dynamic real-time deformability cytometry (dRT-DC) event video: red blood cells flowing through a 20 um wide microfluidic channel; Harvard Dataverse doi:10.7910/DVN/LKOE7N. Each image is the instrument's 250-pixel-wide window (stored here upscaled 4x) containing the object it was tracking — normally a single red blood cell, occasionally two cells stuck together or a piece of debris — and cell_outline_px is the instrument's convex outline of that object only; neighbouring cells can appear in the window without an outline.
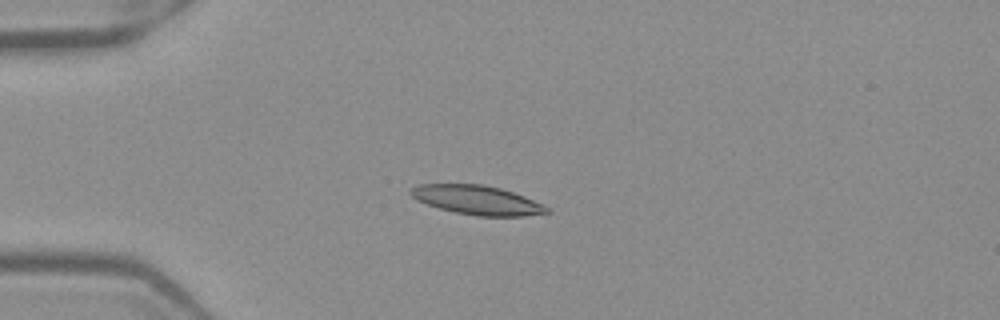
{"species": "Egyptian fruit bat (a non-hibernating species)", "species_latin": "Rousettus aegyptiacus", "temperature_condition": "warm", "stored_images_in_passage": 39, "camera_frame_rate_fps": 3000, "um_per_image_px": 0.085, "frame": {"image": 1, "passage_image": 1, "time_ms": 0.0, "image_size_px": [1000, 320], "cell_outline_px": [[552, 212], [524, 216], [476, 216], [456, 212], [440, 208], [416, 200], [408, 192], [408, 188], [420, 184], [484, 184], [500, 188], [524, 196], [544, 204]], "centroid_in_image_um": [40.55, 17.0], "position_along_channel_um": 44.4, "area_um2": 23.18}}
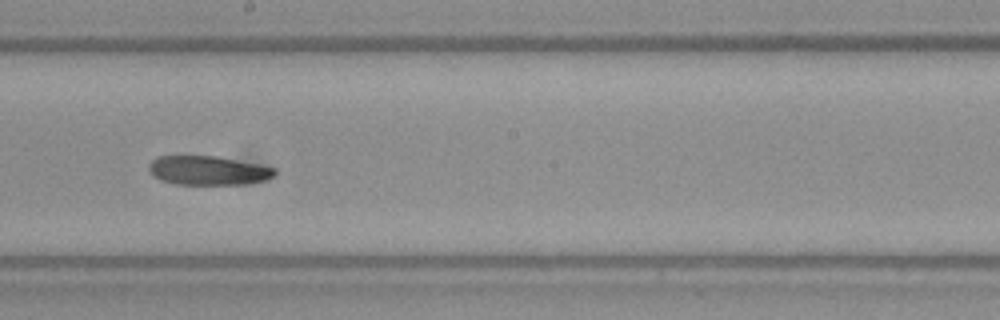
{"frame": {"image": 2, "passage_image": 17, "time_ms": 5.333, "image_size_px": [1000, 320], "cell_outline_px": [[276, 176], [264, 180], [244, 184], [176, 184], [160, 180], [152, 176], [148, 168], [148, 164], [156, 156], [216, 156], [276, 168]], "centroid_in_image_um": [17.65, 14.49], "position_along_channel_um": 230.5, "area_um2": 21.33}}
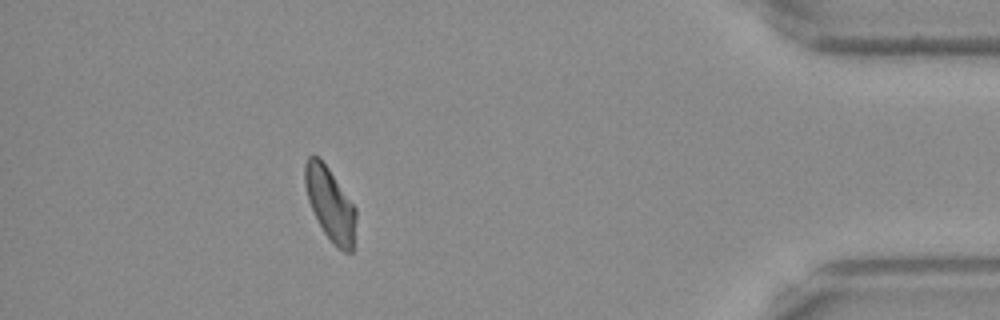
{"frame": {"image": 3, "passage_image": 34, "time_ms": 11.0, "image_size_px": [1000, 320], "cell_outline_px": [[356, 248], [352, 252], [344, 252], [336, 248], [332, 244], [324, 232], [308, 200], [304, 184], [304, 164], [308, 156], [316, 156], [328, 168], [356, 208]], "centroid_in_image_um": [28.1, 17.43], "position_along_channel_um": 407.1, "area_um2": 21.91}}